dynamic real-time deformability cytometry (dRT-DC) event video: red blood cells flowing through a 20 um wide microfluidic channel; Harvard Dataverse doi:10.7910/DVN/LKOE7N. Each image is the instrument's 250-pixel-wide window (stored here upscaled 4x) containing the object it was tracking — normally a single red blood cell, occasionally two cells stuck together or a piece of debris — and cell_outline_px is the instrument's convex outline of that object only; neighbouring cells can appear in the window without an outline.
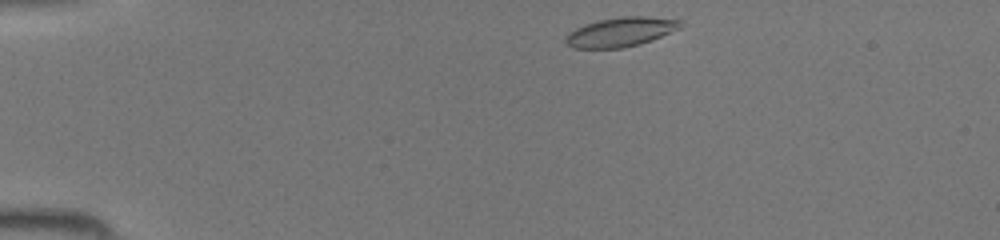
{"species": "common noctule bat (a hibernating species)", "species_latin": "Nyctalus noctula", "temperature_condition": "room temperature", "stored_images_in_passage": 37, "camera_frame_rate_fps": 3000, "um_per_image_px": 0.085, "animal": {"sex": "female", "body_mass_g": 19.5, "forearm_length_mm": 54.1}, "frame": {"image": 1, "passage_image": 1, "time_ms": 0.0, "image_size_px": [1000, 240], "cell_outline_px": [[684, 20], [680, 28], [652, 40], [640, 44], [624, 48], [572, 48], [564, 40], [564, 36], [568, 32], [584, 24], [600, 20], [624, 16], [648, 16]], "centroid_in_image_um": [52.76, 2.71], "position_along_channel_um": 32.2, "area_um2": 19.77}}
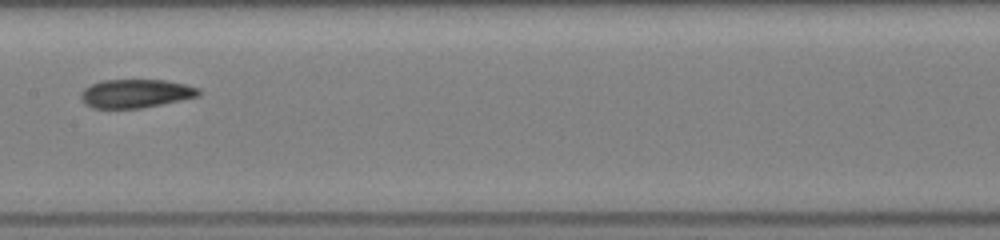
{"frame": {"image": 2, "passage_image": 16, "time_ms": 5.0, "image_size_px": [1000, 240], "cell_outline_px": [[200, 96], [140, 108], [92, 108], [84, 104], [80, 100], [80, 92], [84, 88], [100, 80], [164, 80], [184, 84], [200, 88]], "centroid_in_image_um": [11.49, 7.95], "position_along_channel_um": 195.9, "area_um2": 19.65}}
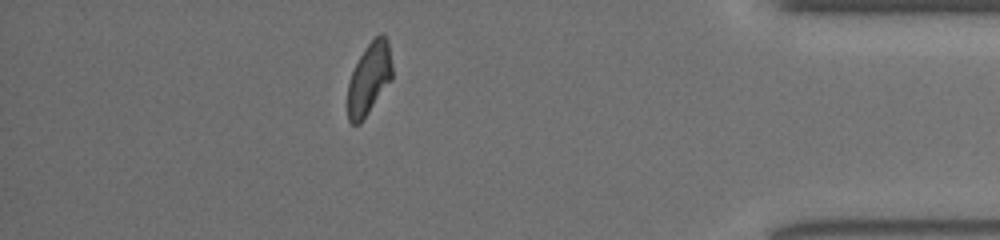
{"frame": {"image": 3, "passage_image": 32, "time_ms": 10.333, "image_size_px": [1000, 240], "cell_outline_px": [[392, 80], [360, 124], [352, 124], [348, 120], [348, 84], [352, 72], [360, 56], [368, 44], [380, 32], [388, 40], [392, 68]], "centroid_in_image_um": [31.39, 6.7], "position_along_channel_um": 403.8, "area_um2": 18.5}}